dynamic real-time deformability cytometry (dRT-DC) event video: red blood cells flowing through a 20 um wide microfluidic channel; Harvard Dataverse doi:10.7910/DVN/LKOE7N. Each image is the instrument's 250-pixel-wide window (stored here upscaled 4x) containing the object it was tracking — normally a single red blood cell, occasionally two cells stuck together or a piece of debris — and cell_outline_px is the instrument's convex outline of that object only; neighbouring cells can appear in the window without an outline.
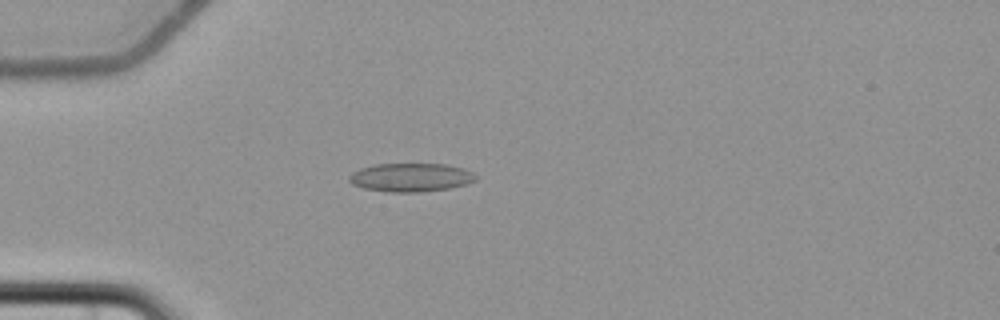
{"species": "common noctule bat (a hibernating species)", "species_latin": "Nyctalus noctula", "temperature_condition": "cold", "stored_images_in_passage": 5, "camera_frame_rate_fps": 3000, "um_per_image_px": 0.085, "animal": {"sex": "female", "body_mass_g": 22.7, "forearm_length_mm": 54.2}, "frame": {"image": 1, "passage_image": 5, "time_ms": 5.667, "image_size_px": [1000, 320], "cell_outline_px": [[476, 180], [468, 184], [448, 188], [420, 192], [388, 192], [364, 188], [352, 184], [348, 180], [348, 176], [352, 172], [360, 168], [376, 164], [444, 164], [464, 168], [472, 172], [476, 176]], "centroid_in_image_um": [34.91, 15.08], "position_along_channel_um": 50.1, "area_um2": 21.1}}